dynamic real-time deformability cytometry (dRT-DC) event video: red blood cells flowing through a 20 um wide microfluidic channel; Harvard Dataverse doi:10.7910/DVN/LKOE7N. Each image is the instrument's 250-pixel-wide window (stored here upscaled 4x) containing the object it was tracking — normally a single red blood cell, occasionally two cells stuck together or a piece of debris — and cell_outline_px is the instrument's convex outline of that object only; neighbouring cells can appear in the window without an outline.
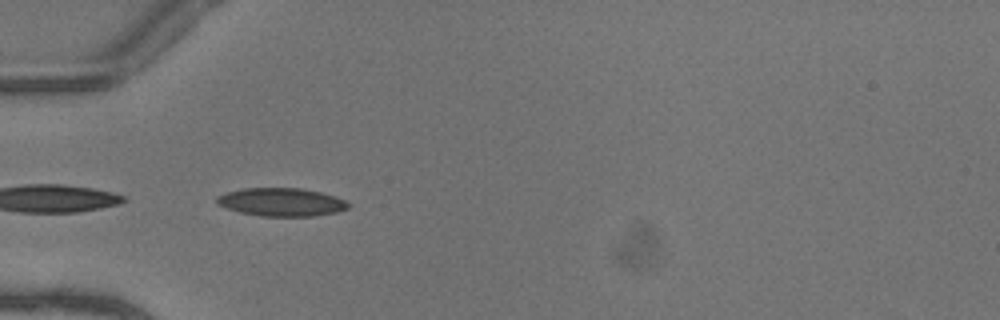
{"species": "common noctule bat (a hibernating species)", "species_latin": "Nyctalus noctula", "temperature_condition": "warm", "stored_images_in_passage": 25, "camera_frame_rate_fps": 3000, "um_per_image_px": 0.085, "animal": {"sex": "female"}, "frame": {"image": 1, "passage_image": 1, "time_ms": 0.0, "image_size_px": [1000, 320], "cell_outline_px": [[348, 208], [336, 212], [312, 216], [260, 216], [240, 212], [216, 204], [216, 196], [228, 192], [244, 188], [300, 188], [320, 192], [344, 200], [348, 204]], "centroid_in_image_um": [23.87, 17.18], "position_along_channel_um": 61.1, "area_um2": 21.33}}
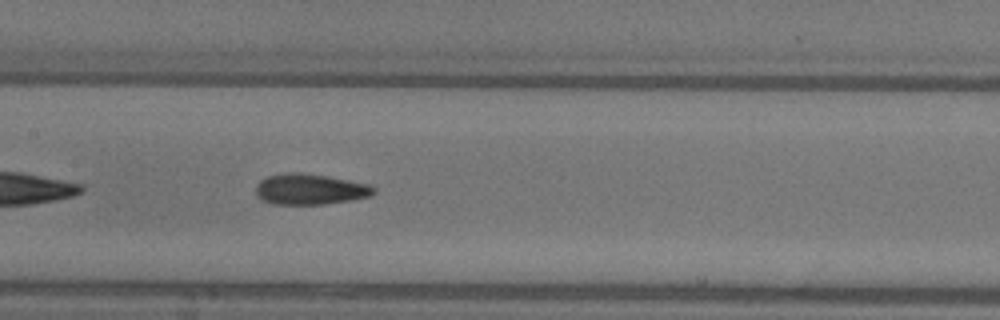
{"frame": {"image": 2, "passage_image": 10, "time_ms": 3.0, "image_size_px": [1000, 320], "cell_outline_px": [[376, 192], [372, 196], [352, 200], [324, 204], [272, 204], [264, 200], [256, 192], [256, 184], [260, 180], [268, 176], [284, 172], [300, 172], [328, 176], [372, 184], [376, 188]], "centroid_in_image_um": [26.41, 16.07], "position_along_channel_um": 181.0, "area_um2": 21.39}}
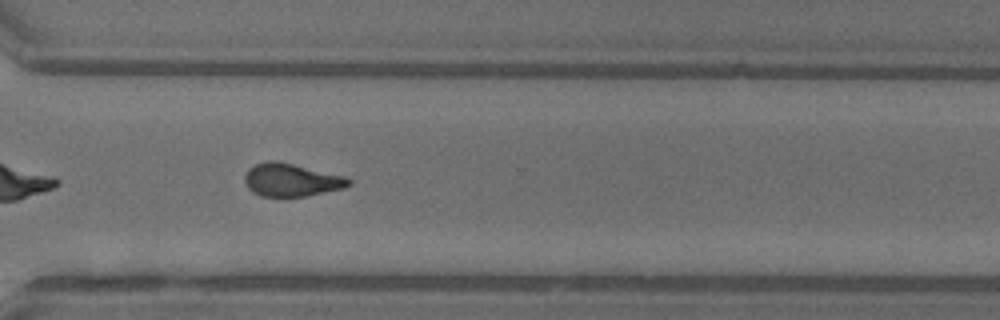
{"frame": {"image": 3, "passage_image": 22, "time_ms": 7.0, "image_size_px": [1000, 320], "cell_outline_px": [[352, 184], [344, 188], [304, 196], [260, 196], [252, 192], [248, 188], [244, 180], [244, 176], [248, 168], [256, 164], [268, 160], [276, 160], [348, 176], [352, 180]], "centroid_in_image_um": [24.78, 15.28], "position_along_channel_um": 345.8, "area_um2": 20.17}}